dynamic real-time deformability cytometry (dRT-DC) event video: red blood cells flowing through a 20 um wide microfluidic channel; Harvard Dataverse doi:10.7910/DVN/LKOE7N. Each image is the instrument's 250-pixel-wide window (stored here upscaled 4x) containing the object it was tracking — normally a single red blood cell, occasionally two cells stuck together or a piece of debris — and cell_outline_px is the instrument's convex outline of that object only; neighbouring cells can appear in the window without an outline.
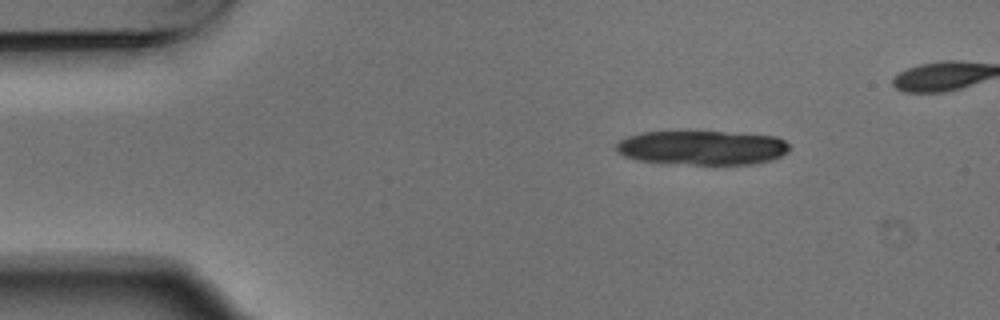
{"species": "Egyptian fruit bat (a non-hibernating species)", "species_latin": "Rousettus aegyptiacus", "temperature_condition": "warm", "stored_images_in_passage": 4, "camera_frame_rate_fps": 3000, "um_per_image_px": 0.085, "animal": {"sex": "male"}, "frame": {"image": 1, "passage_image": 1, "time_ms": 0.0, "image_size_px": [1000, 320], "cell_outline_px": [[788, 152], [772, 160], [756, 164], [660, 164], [636, 160], [624, 156], [616, 152], [616, 144], [620, 140], [628, 136], [640, 132], [724, 132], [776, 136], [784, 140], [788, 144]], "centroid_in_image_um": [59.64, 12.57], "position_along_channel_um": 25.4, "area_um2": 34.97}}